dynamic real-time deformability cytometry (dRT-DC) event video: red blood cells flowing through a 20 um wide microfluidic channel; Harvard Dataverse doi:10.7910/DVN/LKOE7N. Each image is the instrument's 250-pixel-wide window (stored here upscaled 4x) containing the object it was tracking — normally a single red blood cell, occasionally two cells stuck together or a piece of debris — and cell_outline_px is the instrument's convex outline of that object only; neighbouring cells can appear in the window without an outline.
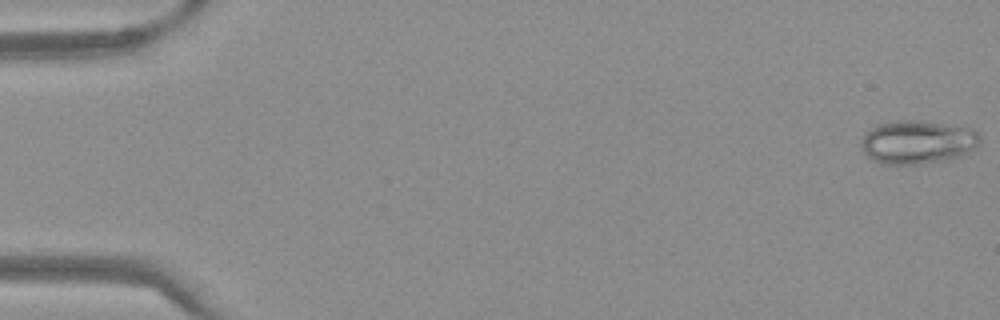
{"species": "Egyptian fruit bat (a non-hibernating species)", "species_latin": "Rousettus aegyptiacus", "temperature_condition": "warm", "stored_images_in_passage": 12, "camera_frame_rate_fps": 3000, "um_per_image_px": 0.085, "frame": {"image": 1, "passage_image": 1, "time_ms": 0.0, "image_size_px": [1000, 320], "cell_outline_px": [[980, 140], [968, 152], [952, 160], [920, 164], [880, 164], [872, 160], [864, 152], [860, 144], [864, 132], [880, 124], [900, 120], [916, 120], [972, 128], [980, 136]], "centroid_in_image_um": [77.96, 12.09], "position_along_channel_um": 7.0, "area_um2": 30.11}}